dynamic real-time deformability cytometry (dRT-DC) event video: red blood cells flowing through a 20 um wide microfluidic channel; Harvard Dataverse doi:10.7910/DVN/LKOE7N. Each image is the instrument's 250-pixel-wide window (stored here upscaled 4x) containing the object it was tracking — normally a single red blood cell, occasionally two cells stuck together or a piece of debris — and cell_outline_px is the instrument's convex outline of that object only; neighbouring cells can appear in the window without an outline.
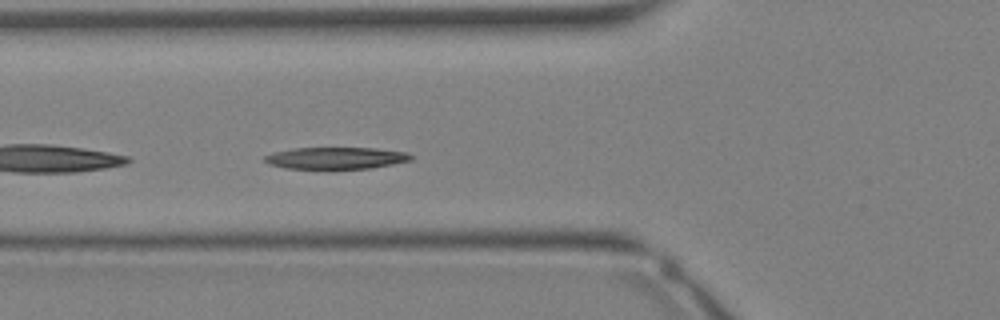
{"species": "Egyptian fruit bat (a non-hibernating species)", "species_latin": "Rousettus aegyptiacus", "temperature_condition": "warm", "stored_images_in_passage": 35, "segment_of_instrument_passage": [1, 2], "camera_frame_rate_fps": 3000, "um_per_image_px": 0.085, "animal": {"sex": "female"}, "frame": {"image": 1, "passage_image": 12, "time_ms": 3.667, "image_size_px": [1000, 320], "cell_outline_px": [[416, 156], [412, 160], [372, 168], [328, 172], [284, 168], [268, 164], [264, 160], [264, 156], [272, 152], [292, 148], [376, 148], [408, 152]], "centroid_in_image_um": [28.54, 13.48], "position_along_channel_um": 97.3, "area_um2": 19.94}}
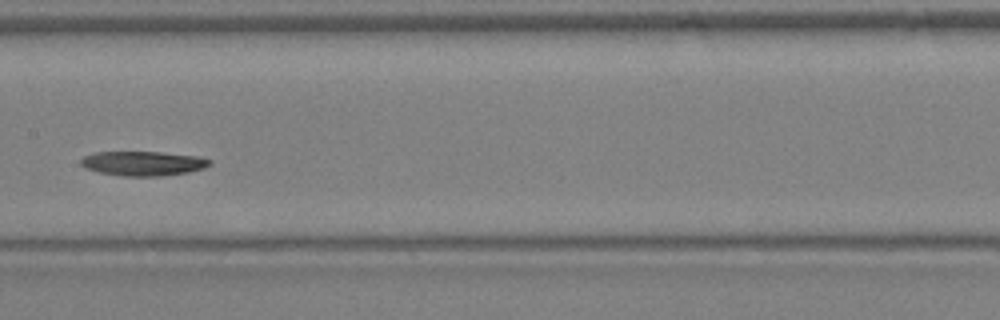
{"frame": {"image": 2, "passage_image": 17, "time_ms": 5.333, "image_size_px": [1000, 320], "cell_outline_px": [[212, 164], [204, 168], [188, 172], [160, 176], [124, 176], [100, 172], [84, 168], [80, 164], [80, 160], [84, 156], [96, 152], [160, 152], [200, 156], [212, 160]], "centroid_in_image_um": [12.19, 13.88], "position_along_channel_um": 195.2, "area_um2": 18.44}}
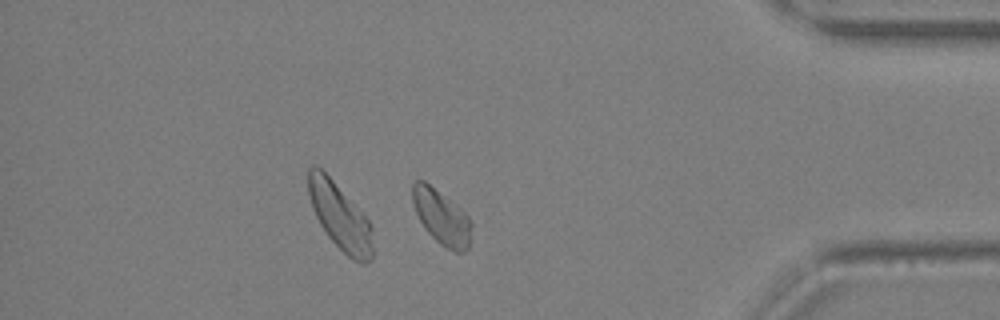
{"frame": {"image": 3, "passage_image": 29, "time_ms": 9.333, "image_size_px": [1000, 320], "cell_outline_px": [[472, 228], [468, 248], [464, 252], [456, 252], [444, 248], [424, 228], [412, 204], [412, 184], [416, 180], [424, 180], [456, 204], [472, 220]], "centroid_in_image_um": [37.54, 18.46], "position_along_channel_um": 397.7, "area_um2": 18.9}}